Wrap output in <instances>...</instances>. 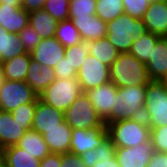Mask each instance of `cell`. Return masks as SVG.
Returning a JSON list of instances; mask_svg holds the SVG:
<instances>
[{"label": "cell", "instance_id": "obj_1", "mask_svg": "<svg viewBox=\"0 0 167 167\" xmlns=\"http://www.w3.org/2000/svg\"><path fill=\"white\" fill-rule=\"evenodd\" d=\"M109 69L110 81L117 87L146 86L151 81L145 63L129 52L120 53Z\"/></svg>", "mask_w": 167, "mask_h": 167}, {"label": "cell", "instance_id": "obj_2", "mask_svg": "<svg viewBox=\"0 0 167 167\" xmlns=\"http://www.w3.org/2000/svg\"><path fill=\"white\" fill-rule=\"evenodd\" d=\"M146 86L117 87L115 102L106 126L120 120L142 117Z\"/></svg>", "mask_w": 167, "mask_h": 167}, {"label": "cell", "instance_id": "obj_3", "mask_svg": "<svg viewBox=\"0 0 167 167\" xmlns=\"http://www.w3.org/2000/svg\"><path fill=\"white\" fill-rule=\"evenodd\" d=\"M106 127L116 148L135 147L150 140L151 129L143 117L116 121Z\"/></svg>", "mask_w": 167, "mask_h": 167}, {"label": "cell", "instance_id": "obj_4", "mask_svg": "<svg viewBox=\"0 0 167 167\" xmlns=\"http://www.w3.org/2000/svg\"><path fill=\"white\" fill-rule=\"evenodd\" d=\"M147 32L143 19L122 14L107 22L106 38L120 53H125L129 52L135 38L141 37Z\"/></svg>", "mask_w": 167, "mask_h": 167}, {"label": "cell", "instance_id": "obj_5", "mask_svg": "<svg viewBox=\"0 0 167 167\" xmlns=\"http://www.w3.org/2000/svg\"><path fill=\"white\" fill-rule=\"evenodd\" d=\"M142 117L150 128L167 125V85L164 82L151 80L146 85Z\"/></svg>", "mask_w": 167, "mask_h": 167}, {"label": "cell", "instance_id": "obj_6", "mask_svg": "<svg viewBox=\"0 0 167 167\" xmlns=\"http://www.w3.org/2000/svg\"><path fill=\"white\" fill-rule=\"evenodd\" d=\"M81 93L77 78H56L38 97L42 102L65 112Z\"/></svg>", "mask_w": 167, "mask_h": 167}, {"label": "cell", "instance_id": "obj_7", "mask_svg": "<svg viewBox=\"0 0 167 167\" xmlns=\"http://www.w3.org/2000/svg\"><path fill=\"white\" fill-rule=\"evenodd\" d=\"M64 118L72 129L106 127L85 92H82L64 112Z\"/></svg>", "mask_w": 167, "mask_h": 167}, {"label": "cell", "instance_id": "obj_8", "mask_svg": "<svg viewBox=\"0 0 167 167\" xmlns=\"http://www.w3.org/2000/svg\"><path fill=\"white\" fill-rule=\"evenodd\" d=\"M37 97L25 81L5 79L0 88V110L12 112L20 105L33 102Z\"/></svg>", "mask_w": 167, "mask_h": 167}, {"label": "cell", "instance_id": "obj_9", "mask_svg": "<svg viewBox=\"0 0 167 167\" xmlns=\"http://www.w3.org/2000/svg\"><path fill=\"white\" fill-rule=\"evenodd\" d=\"M77 80L82 92L110 82V69L98 59L88 54L84 64L77 72Z\"/></svg>", "mask_w": 167, "mask_h": 167}, {"label": "cell", "instance_id": "obj_10", "mask_svg": "<svg viewBox=\"0 0 167 167\" xmlns=\"http://www.w3.org/2000/svg\"><path fill=\"white\" fill-rule=\"evenodd\" d=\"M108 138L107 127L90 129H72L70 153L82 155L88 150L97 148Z\"/></svg>", "mask_w": 167, "mask_h": 167}, {"label": "cell", "instance_id": "obj_11", "mask_svg": "<svg viewBox=\"0 0 167 167\" xmlns=\"http://www.w3.org/2000/svg\"><path fill=\"white\" fill-rule=\"evenodd\" d=\"M116 92L117 86L111 81L85 92L103 123L111 115Z\"/></svg>", "mask_w": 167, "mask_h": 167}, {"label": "cell", "instance_id": "obj_12", "mask_svg": "<svg viewBox=\"0 0 167 167\" xmlns=\"http://www.w3.org/2000/svg\"><path fill=\"white\" fill-rule=\"evenodd\" d=\"M32 129V124H21L15 120L11 112L0 110V151L17 145L26 131Z\"/></svg>", "mask_w": 167, "mask_h": 167}, {"label": "cell", "instance_id": "obj_13", "mask_svg": "<svg viewBox=\"0 0 167 167\" xmlns=\"http://www.w3.org/2000/svg\"><path fill=\"white\" fill-rule=\"evenodd\" d=\"M154 152L151 140L135 147L116 148L115 156L120 167H147Z\"/></svg>", "mask_w": 167, "mask_h": 167}, {"label": "cell", "instance_id": "obj_14", "mask_svg": "<svg viewBox=\"0 0 167 167\" xmlns=\"http://www.w3.org/2000/svg\"><path fill=\"white\" fill-rule=\"evenodd\" d=\"M66 48L55 38L42 39L33 49L31 59L41 65L54 68L58 61L65 57Z\"/></svg>", "mask_w": 167, "mask_h": 167}, {"label": "cell", "instance_id": "obj_15", "mask_svg": "<svg viewBox=\"0 0 167 167\" xmlns=\"http://www.w3.org/2000/svg\"><path fill=\"white\" fill-rule=\"evenodd\" d=\"M64 120V112L42 102L38 97L32 121V130L43 135L46 130L59 127V124Z\"/></svg>", "mask_w": 167, "mask_h": 167}, {"label": "cell", "instance_id": "obj_16", "mask_svg": "<svg viewBox=\"0 0 167 167\" xmlns=\"http://www.w3.org/2000/svg\"><path fill=\"white\" fill-rule=\"evenodd\" d=\"M143 22L148 32L160 37H167L166 0H157L151 2L143 17Z\"/></svg>", "mask_w": 167, "mask_h": 167}, {"label": "cell", "instance_id": "obj_17", "mask_svg": "<svg viewBox=\"0 0 167 167\" xmlns=\"http://www.w3.org/2000/svg\"><path fill=\"white\" fill-rule=\"evenodd\" d=\"M29 25V12L21 5L0 4V27L9 33L18 34Z\"/></svg>", "mask_w": 167, "mask_h": 167}, {"label": "cell", "instance_id": "obj_18", "mask_svg": "<svg viewBox=\"0 0 167 167\" xmlns=\"http://www.w3.org/2000/svg\"><path fill=\"white\" fill-rule=\"evenodd\" d=\"M56 80L54 69L31 59L25 82L39 96Z\"/></svg>", "mask_w": 167, "mask_h": 167}, {"label": "cell", "instance_id": "obj_19", "mask_svg": "<svg viewBox=\"0 0 167 167\" xmlns=\"http://www.w3.org/2000/svg\"><path fill=\"white\" fill-rule=\"evenodd\" d=\"M79 31L82 40L88 42L105 38L107 35V22L102 21L96 15L70 19Z\"/></svg>", "mask_w": 167, "mask_h": 167}, {"label": "cell", "instance_id": "obj_20", "mask_svg": "<svg viewBox=\"0 0 167 167\" xmlns=\"http://www.w3.org/2000/svg\"><path fill=\"white\" fill-rule=\"evenodd\" d=\"M150 80L161 81L167 74V37H160L145 64Z\"/></svg>", "mask_w": 167, "mask_h": 167}, {"label": "cell", "instance_id": "obj_21", "mask_svg": "<svg viewBox=\"0 0 167 167\" xmlns=\"http://www.w3.org/2000/svg\"><path fill=\"white\" fill-rule=\"evenodd\" d=\"M72 128L64 120L59 127L46 130L43 134L44 141L51 153H69Z\"/></svg>", "mask_w": 167, "mask_h": 167}, {"label": "cell", "instance_id": "obj_22", "mask_svg": "<svg viewBox=\"0 0 167 167\" xmlns=\"http://www.w3.org/2000/svg\"><path fill=\"white\" fill-rule=\"evenodd\" d=\"M0 156L4 159L6 167H40L41 160L18 145L4 148L0 151Z\"/></svg>", "mask_w": 167, "mask_h": 167}, {"label": "cell", "instance_id": "obj_23", "mask_svg": "<svg viewBox=\"0 0 167 167\" xmlns=\"http://www.w3.org/2000/svg\"><path fill=\"white\" fill-rule=\"evenodd\" d=\"M57 23L44 9L29 12V26L36 30L42 39L55 37Z\"/></svg>", "mask_w": 167, "mask_h": 167}, {"label": "cell", "instance_id": "obj_24", "mask_svg": "<svg viewBox=\"0 0 167 167\" xmlns=\"http://www.w3.org/2000/svg\"><path fill=\"white\" fill-rule=\"evenodd\" d=\"M30 60L31 54L26 52L7 61H3L2 68L5 79L11 81H25Z\"/></svg>", "mask_w": 167, "mask_h": 167}, {"label": "cell", "instance_id": "obj_25", "mask_svg": "<svg viewBox=\"0 0 167 167\" xmlns=\"http://www.w3.org/2000/svg\"><path fill=\"white\" fill-rule=\"evenodd\" d=\"M17 145L39 160H42L51 153L44 141L43 135L32 129L26 131Z\"/></svg>", "mask_w": 167, "mask_h": 167}, {"label": "cell", "instance_id": "obj_26", "mask_svg": "<svg viewBox=\"0 0 167 167\" xmlns=\"http://www.w3.org/2000/svg\"><path fill=\"white\" fill-rule=\"evenodd\" d=\"M88 52L108 67L111 66L120 54L106 37L88 41Z\"/></svg>", "mask_w": 167, "mask_h": 167}, {"label": "cell", "instance_id": "obj_27", "mask_svg": "<svg viewBox=\"0 0 167 167\" xmlns=\"http://www.w3.org/2000/svg\"><path fill=\"white\" fill-rule=\"evenodd\" d=\"M159 38L160 36L147 32L143 36L134 39L129 53L146 64L150 60L153 48H155Z\"/></svg>", "mask_w": 167, "mask_h": 167}, {"label": "cell", "instance_id": "obj_28", "mask_svg": "<svg viewBox=\"0 0 167 167\" xmlns=\"http://www.w3.org/2000/svg\"><path fill=\"white\" fill-rule=\"evenodd\" d=\"M24 53H26V50L18 35L9 33L0 27V56L2 61H7Z\"/></svg>", "mask_w": 167, "mask_h": 167}, {"label": "cell", "instance_id": "obj_29", "mask_svg": "<svg viewBox=\"0 0 167 167\" xmlns=\"http://www.w3.org/2000/svg\"><path fill=\"white\" fill-rule=\"evenodd\" d=\"M55 38L65 47H71L81 42L79 31L72 20H63L57 23Z\"/></svg>", "mask_w": 167, "mask_h": 167}, {"label": "cell", "instance_id": "obj_30", "mask_svg": "<svg viewBox=\"0 0 167 167\" xmlns=\"http://www.w3.org/2000/svg\"><path fill=\"white\" fill-rule=\"evenodd\" d=\"M124 14L122 0H96V13L102 21L109 22Z\"/></svg>", "mask_w": 167, "mask_h": 167}, {"label": "cell", "instance_id": "obj_31", "mask_svg": "<svg viewBox=\"0 0 167 167\" xmlns=\"http://www.w3.org/2000/svg\"><path fill=\"white\" fill-rule=\"evenodd\" d=\"M88 54V42L84 40L65 50V58L76 72L82 67Z\"/></svg>", "mask_w": 167, "mask_h": 167}, {"label": "cell", "instance_id": "obj_32", "mask_svg": "<svg viewBox=\"0 0 167 167\" xmlns=\"http://www.w3.org/2000/svg\"><path fill=\"white\" fill-rule=\"evenodd\" d=\"M96 13V0H70L69 19L89 17Z\"/></svg>", "mask_w": 167, "mask_h": 167}, {"label": "cell", "instance_id": "obj_33", "mask_svg": "<svg viewBox=\"0 0 167 167\" xmlns=\"http://www.w3.org/2000/svg\"><path fill=\"white\" fill-rule=\"evenodd\" d=\"M70 0H46L43 9L56 21L69 19Z\"/></svg>", "mask_w": 167, "mask_h": 167}, {"label": "cell", "instance_id": "obj_34", "mask_svg": "<svg viewBox=\"0 0 167 167\" xmlns=\"http://www.w3.org/2000/svg\"><path fill=\"white\" fill-rule=\"evenodd\" d=\"M124 6V14L136 19H143L145 12L149 8L148 0H122Z\"/></svg>", "mask_w": 167, "mask_h": 167}, {"label": "cell", "instance_id": "obj_35", "mask_svg": "<svg viewBox=\"0 0 167 167\" xmlns=\"http://www.w3.org/2000/svg\"><path fill=\"white\" fill-rule=\"evenodd\" d=\"M37 101L38 97L33 102L20 105L14 109L11 112L13 118L21 124H32Z\"/></svg>", "mask_w": 167, "mask_h": 167}, {"label": "cell", "instance_id": "obj_36", "mask_svg": "<svg viewBox=\"0 0 167 167\" xmlns=\"http://www.w3.org/2000/svg\"><path fill=\"white\" fill-rule=\"evenodd\" d=\"M20 42L23 44L26 52L31 53L33 49L40 43L42 38L38 35V32L31 26L27 25L18 34Z\"/></svg>", "mask_w": 167, "mask_h": 167}, {"label": "cell", "instance_id": "obj_37", "mask_svg": "<svg viewBox=\"0 0 167 167\" xmlns=\"http://www.w3.org/2000/svg\"><path fill=\"white\" fill-rule=\"evenodd\" d=\"M150 129V140L154 151L167 153V125Z\"/></svg>", "mask_w": 167, "mask_h": 167}, {"label": "cell", "instance_id": "obj_38", "mask_svg": "<svg viewBox=\"0 0 167 167\" xmlns=\"http://www.w3.org/2000/svg\"><path fill=\"white\" fill-rule=\"evenodd\" d=\"M54 74L57 79L76 78L77 72L71 67L68 60L64 57L54 66Z\"/></svg>", "mask_w": 167, "mask_h": 167}, {"label": "cell", "instance_id": "obj_39", "mask_svg": "<svg viewBox=\"0 0 167 167\" xmlns=\"http://www.w3.org/2000/svg\"><path fill=\"white\" fill-rule=\"evenodd\" d=\"M115 149L116 147L108 137L103 143H101L97 148H95V162H98V158L115 157Z\"/></svg>", "mask_w": 167, "mask_h": 167}, {"label": "cell", "instance_id": "obj_40", "mask_svg": "<svg viewBox=\"0 0 167 167\" xmlns=\"http://www.w3.org/2000/svg\"><path fill=\"white\" fill-rule=\"evenodd\" d=\"M60 167H86V165L81 156L69 152L61 154Z\"/></svg>", "mask_w": 167, "mask_h": 167}, {"label": "cell", "instance_id": "obj_41", "mask_svg": "<svg viewBox=\"0 0 167 167\" xmlns=\"http://www.w3.org/2000/svg\"><path fill=\"white\" fill-rule=\"evenodd\" d=\"M147 167H167V153L154 151Z\"/></svg>", "mask_w": 167, "mask_h": 167}, {"label": "cell", "instance_id": "obj_42", "mask_svg": "<svg viewBox=\"0 0 167 167\" xmlns=\"http://www.w3.org/2000/svg\"><path fill=\"white\" fill-rule=\"evenodd\" d=\"M61 166V154L50 153L40 162V167H60Z\"/></svg>", "mask_w": 167, "mask_h": 167}, {"label": "cell", "instance_id": "obj_43", "mask_svg": "<svg viewBox=\"0 0 167 167\" xmlns=\"http://www.w3.org/2000/svg\"><path fill=\"white\" fill-rule=\"evenodd\" d=\"M45 2L46 0H22L21 7L27 12H32L43 9Z\"/></svg>", "mask_w": 167, "mask_h": 167}, {"label": "cell", "instance_id": "obj_44", "mask_svg": "<svg viewBox=\"0 0 167 167\" xmlns=\"http://www.w3.org/2000/svg\"><path fill=\"white\" fill-rule=\"evenodd\" d=\"M98 162L93 167H120L115 157H102L97 159Z\"/></svg>", "mask_w": 167, "mask_h": 167}, {"label": "cell", "instance_id": "obj_45", "mask_svg": "<svg viewBox=\"0 0 167 167\" xmlns=\"http://www.w3.org/2000/svg\"><path fill=\"white\" fill-rule=\"evenodd\" d=\"M84 164L86 167H93L96 162H95V149L93 150H88L82 155H80Z\"/></svg>", "mask_w": 167, "mask_h": 167}, {"label": "cell", "instance_id": "obj_46", "mask_svg": "<svg viewBox=\"0 0 167 167\" xmlns=\"http://www.w3.org/2000/svg\"><path fill=\"white\" fill-rule=\"evenodd\" d=\"M22 0H0V4L5 5H21Z\"/></svg>", "mask_w": 167, "mask_h": 167}, {"label": "cell", "instance_id": "obj_47", "mask_svg": "<svg viewBox=\"0 0 167 167\" xmlns=\"http://www.w3.org/2000/svg\"><path fill=\"white\" fill-rule=\"evenodd\" d=\"M4 80H5L4 71H3V68L0 67V88L3 85V83H4Z\"/></svg>", "mask_w": 167, "mask_h": 167}, {"label": "cell", "instance_id": "obj_48", "mask_svg": "<svg viewBox=\"0 0 167 167\" xmlns=\"http://www.w3.org/2000/svg\"><path fill=\"white\" fill-rule=\"evenodd\" d=\"M0 167H6L4 159L0 156Z\"/></svg>", "mask_w": 167, "mask_h": 167}, {"label": "cell", "instance_id": "obj_49", "mask_svg": "<svg viewBox=\"0 0 167 167\" xmlns=\"http://www.w3.org/2000/svg\"><path fill=\"white\" fill-rule=\"evenodd\" d=\"M161 81L167 85V74L165 75V77Z\"/></svg>", "mask_w": 167, "mask_h": 167}, {"label": "cell", "instance_id": "obj_50", "mask_svg": "<svg viewBox=\"0 0 167 167\" xmlns=\"http://www.w3.org/2000/svg\"><path fill=\"white\" fill-rule=\"evenodd\" d=\"M2 63H3V61H2L1 56H0V67H2Z\"/></svg>", "mask_w": 167, "mask_h": 167}]
</instances>
